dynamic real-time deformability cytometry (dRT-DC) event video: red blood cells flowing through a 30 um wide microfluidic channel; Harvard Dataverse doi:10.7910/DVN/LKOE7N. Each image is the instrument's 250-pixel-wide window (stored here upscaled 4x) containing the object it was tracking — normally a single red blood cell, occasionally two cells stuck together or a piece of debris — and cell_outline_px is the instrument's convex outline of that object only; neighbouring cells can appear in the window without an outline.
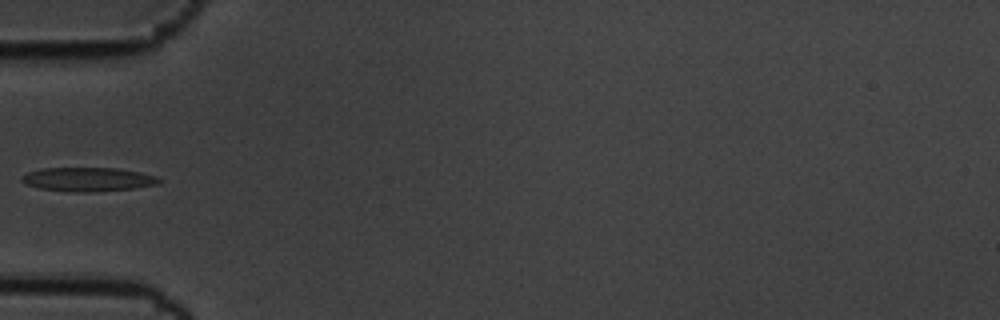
{"species": "common noctule bat (a hibernating species)", "species_latin": "Nyctalus noctula", "temperature_condition": "cold", "stored_images_in_passage": 12, "camera_frame_rate_fps": 3000, "um_per_image_px": 0.085, "animal": {"sex": "male", "body_mass_g": 19.5, "forearm_length_mm": 54.6}, "frame": {"image": 1, "passage_image": 5, "time_ms": 1.333, "image_size_px": [1000, 320], "cell_outline_px": [[160, 184], [136, 188], [92, 192], [76, 192], [40, 188], [24, 184], [20, 180], [20, 176], [28, 172], [40, 168], [116, 168], [140, 172], [156, 176], [160, 180]], "centroid_in_image_um": [7.46, 15.24], "position_along_channel_um": 77.5, "area_um2": 19.25}}
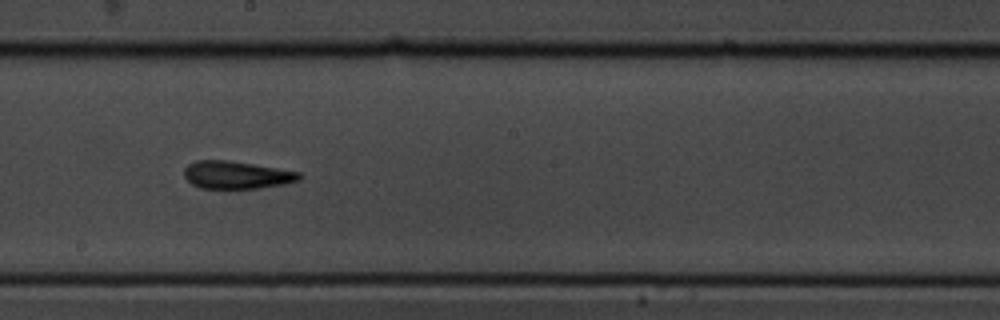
{"frame": {"image": 2, "passage_image": 9, "time_ms": 2.667, "image_size_px": [1000, 320], "cell_outline_px": [[304, 176], [300, 180], [284, 184], [260, 188], [200, 188], [192, 184], [184, 176], [184, 168], [188, 164], [196, 160], [228, 160], [300, 172]], "centroid_in_image_um": [20.11, 14.87], "position_along_channel_um": 228.1, "area_um2": 18.55}}
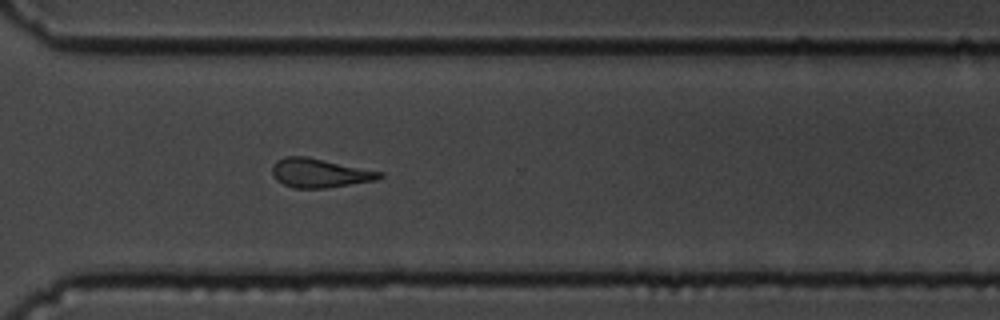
{"frame": {"image": 3, "passage_image": 12, "time_ms": 3.667, "image_size_px": [1000, 320], "cell_outline_px": [[384, 176], [376, 180], [324, 188], [296, 188], [284, 184], [276, 180], [272, 176], [272, 164], [276, 160], [284, 156], [308, 156], [384, 172]], "centroid_in_image_um": [27.15, 14.69], "position_along_channel_um": 343.4, "area_um2": 18.32}}